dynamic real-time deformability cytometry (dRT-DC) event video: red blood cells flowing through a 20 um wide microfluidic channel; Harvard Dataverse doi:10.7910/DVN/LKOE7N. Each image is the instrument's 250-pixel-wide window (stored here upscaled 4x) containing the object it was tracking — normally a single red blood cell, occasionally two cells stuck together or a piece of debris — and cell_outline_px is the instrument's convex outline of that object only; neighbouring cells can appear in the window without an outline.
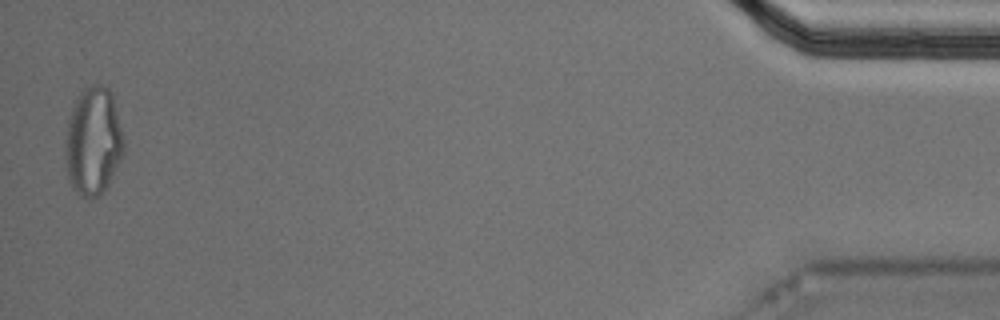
{"species": "Egyptian fruit bat (a non-hibernating species)", "species_latin": "Rousettus aegyptiacus", "temperature_condition": "cold", "stored_images_in_passage": 48, "segment_of_instrument_passage": [2, 2], "camera_frame_rate_fps": 3000, "um_per_image_px": 0.085, "animal": {"sex": "male"}, "frame": {"image": 1, "passage_image": 47, "time_ms": 15.333, "image_size_px": [1000, 320], "cell_outline_px": [[124, 152], [108, 184], [96, 196], [88, 200], [80, 196], [72, 188], [68, 180], [64, 152], [64, 140], [68, 120], [72, 108], [80, 92], [84, 88], [92, 84], [100, 84], [108, 88], [112, 92], [124, 140]], "centroid_in_image_um": [7.89, 12.01], "position_along_channel_um": 427.3, "area_um2": 37.11}}